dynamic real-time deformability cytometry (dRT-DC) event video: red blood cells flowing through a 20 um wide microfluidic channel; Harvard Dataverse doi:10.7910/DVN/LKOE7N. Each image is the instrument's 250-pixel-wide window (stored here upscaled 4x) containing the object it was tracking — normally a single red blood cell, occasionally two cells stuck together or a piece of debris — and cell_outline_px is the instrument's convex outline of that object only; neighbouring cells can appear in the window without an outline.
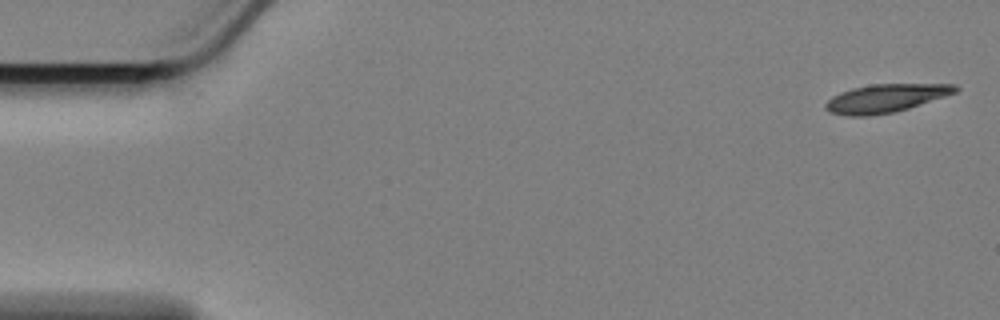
{"species": "Egyptian fruit bat (a non-hibernating species)", "species_latin": "Rousettus aegyptiacus", "temperature_condition": "cold", "stored_images_in_passage": 9, "camera_frame_rate_fps": 3000, "um_per_image_px": 0.085, "animal": {"sex": "female"}, "frame": {"image": 1, "passage_image": 1, "time_ms": 0.0, "image_size_px": [1000, 320], "cell_outline_px": [[960, 88], [956, 92], [896, 112], [868, 116], [848, 116], [828, 112], [824, 108], [824, 104], [832, 96], [840, 92], [852, 88], [872, 84], [956, 84]], "centroid_in_image_um": [75.24, 8.35], "position_along_channel_um": 9.8, "area_um2": 21.39}}